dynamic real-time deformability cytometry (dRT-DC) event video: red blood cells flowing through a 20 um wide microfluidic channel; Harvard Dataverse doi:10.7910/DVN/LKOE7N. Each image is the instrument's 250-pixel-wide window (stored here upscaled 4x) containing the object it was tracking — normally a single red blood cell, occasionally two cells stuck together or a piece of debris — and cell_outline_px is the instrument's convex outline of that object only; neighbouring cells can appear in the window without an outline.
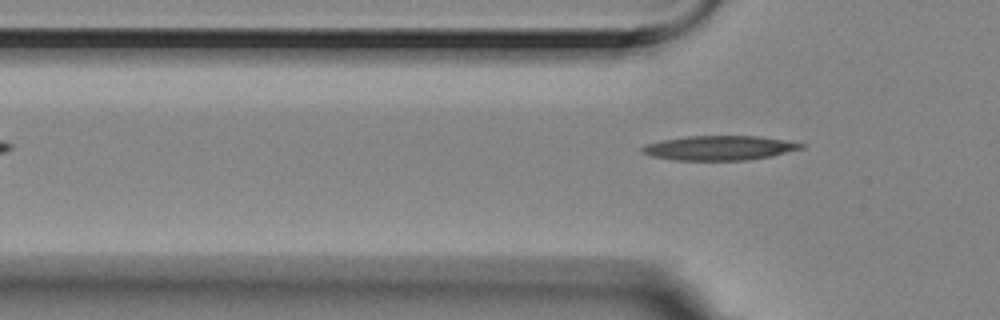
{"species": "Egyptian fruit bat (a non-hibernating species)", "species_latin": "Rousettus aegyptiacus", "temperature_condition": "room temperature", "stored_images_in_passage": 12, "camera_frame_rate_fps": 3000, "um_per_image_px": 0.085, "animal": {"sex": "female"}, "frame": {"image": 1, "passage_image": 2, "time_ms": 0.333, "image_size_px": [1000, 320], "cell_outline_px": [[804, 148], [772, 156], [744, 160], [672, 160], [652, 156], [640, 152], [640, 148], [644, 144], [664, 140], [688, 136], [760, 136], [784, 140], [804, 144]], "centroid_in_image_um": [61.12, 12.57], "position_along_channel_um": 64.7, "area_um2": 22.66}}
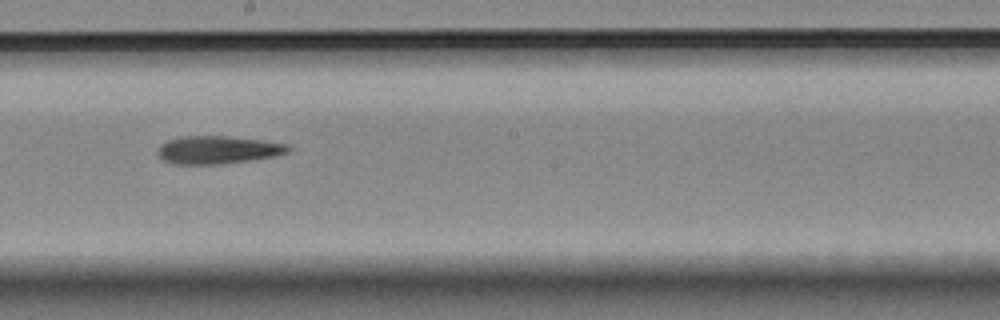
{"frame": {"image": 2, "passage_image": 6, "time_ms": 1.667, "image_size_px": [1000, 320], "cell_outline_px": [[292, 152], [276, 156], [220, 164], [172, 164], [164, 160], [156, 152], [160, 144], [168, 140], [180, 136], [228, 136], [260, 140], [288, 144], [292, 148]], "centroid_in_image_um": [18.53, 12.73], "position_along_channel_um": 229.7, "area_um2": 21.33}}
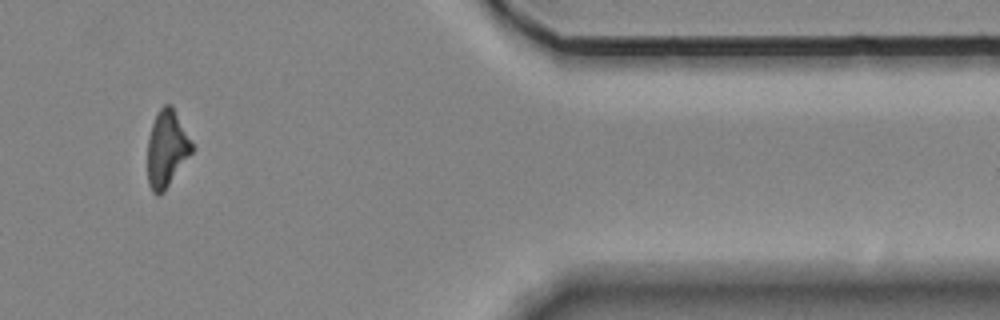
{"frame": {"image": 3, "passage_image": 11, "time_ms": 3.333, "image_size_px": [1000, 320], "cell_outline_px": [[196, 148], [164, 192], [160, 196], [156, 196], [152, 192], [148, 184], [148, 136], [152, 124], [160, 108], [164, 104], [172, 104]], "centroid_in_image_um": [14.2, 12.66], "position_along_channel_um": 397.2, "area_um2": 20.23}}